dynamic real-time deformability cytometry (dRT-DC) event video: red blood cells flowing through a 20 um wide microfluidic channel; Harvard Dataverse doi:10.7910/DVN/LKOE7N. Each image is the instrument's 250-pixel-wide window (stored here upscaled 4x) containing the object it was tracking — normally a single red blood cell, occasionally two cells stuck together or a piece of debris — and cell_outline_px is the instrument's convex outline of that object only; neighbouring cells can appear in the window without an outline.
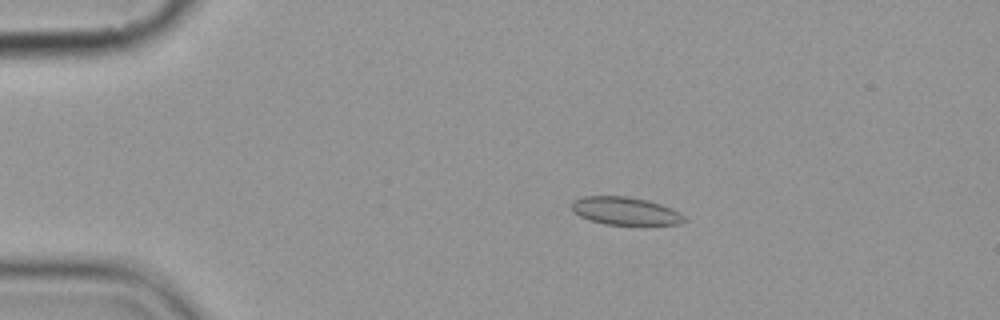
{"species": "common noctule bat (a hibernating species)", "species_latin": "Nyctalus noctula", "temperature_condition": "cold", "stored_images_in_passage": 7, "camera_frame_rate_fps": 3000, "um_per_image_px": 0.085, "animal": {"sex": "female", "body_mass_g": 19.9}, "frame": {"image": 1, "passage_image": 3, "time_ms": 2.333, "image_size_px": [1000, 320], "cell_outline_px": [[688, 220], [676, 224], [604, 224], [580, 216], [572, 212], [572, 200], [584, 196], [628, 196], [648, 200], [672, 208], [680, 212]], "centroid_in_image_um": [53.14, 17.92], "position_along_channel_um": 31.9, "area_um2": 18.21}}
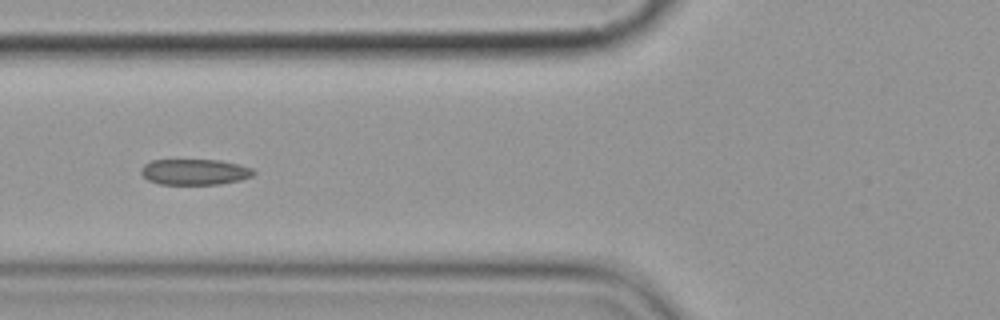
{"frame": {"image": 2, "passage_image": 6, "time_ms": 6.0, "image_size_px": [1000, 320], "cell_outline_px": [[256, 172], [252, 176], [240, 180], [220, 184], [160, 184], [148, 180], [140, 172], [140, 168], [144, 164], [152, 160], [220, 160], [240, 164], [252, 168]], "centroid_in_image_um": [16.56, 14.61], "position_along_channel_um": 109.2, "area_um2": 16.99}}
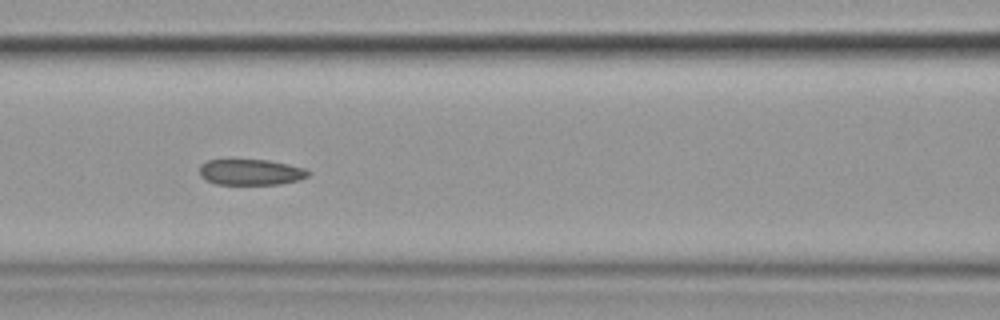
{"frame": {"image": 3, "passage_image": 7, "time_ms": 7.0, "image_size_px": [1000, 320], "cell_outline_px": [[312, 172], [308, 176], [300, 180], [280, 184], [216, 184], [204, 180], [200, 176], [200, 164], [208, 160], [268, 160], [288, 164], [304, 168]], "centroid_in_image_um": [21.32, 14.64], "position_along_channel_um": 145.3, "area_um2": 16.47}}